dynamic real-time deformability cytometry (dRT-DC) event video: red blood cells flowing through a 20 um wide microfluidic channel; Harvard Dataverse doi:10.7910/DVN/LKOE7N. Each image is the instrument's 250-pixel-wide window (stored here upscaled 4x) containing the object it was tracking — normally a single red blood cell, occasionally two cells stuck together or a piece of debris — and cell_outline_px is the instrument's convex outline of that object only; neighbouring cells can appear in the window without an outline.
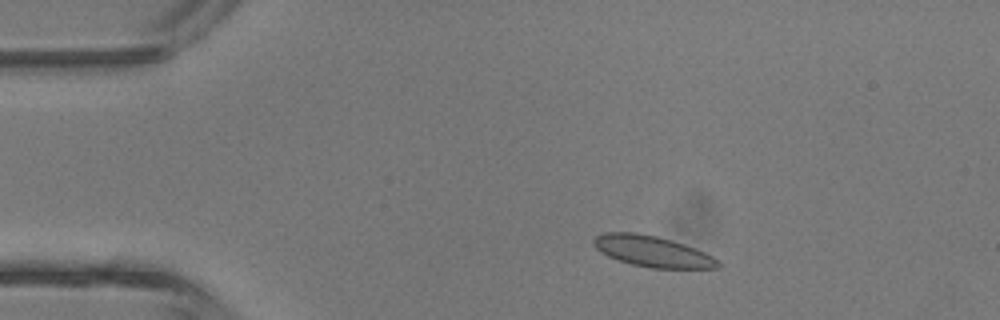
{"species": "common noctule bat (a hibernating species)", "species_latin": "Nyctalus noctula", "temperature_condition": "room temperature", "stored_images_in_passage": 3, "camera_frame_rate_fps": 3000, "um_per_image_px": 0.085, "animal": {"sex": "male", "body_mass_g": 13.3}, "frame": {"image": 1, "passage_image": 1, "time_ms": 0.0, "image_size_px": [1000, 320], "cell_outline_px": [[720, 268], [652, 268], [632, 264], [608, 256], [600, 252], [592, 244], [592, 240], [596, 236], [604, 232], [636, 232], [656, 236], [672, 240], [696, 248], [720, 260]], "centroid_in_image_um": [55.45, 21.36], "position_along_channel_um": 29.5, "area_um2": 22.48}}